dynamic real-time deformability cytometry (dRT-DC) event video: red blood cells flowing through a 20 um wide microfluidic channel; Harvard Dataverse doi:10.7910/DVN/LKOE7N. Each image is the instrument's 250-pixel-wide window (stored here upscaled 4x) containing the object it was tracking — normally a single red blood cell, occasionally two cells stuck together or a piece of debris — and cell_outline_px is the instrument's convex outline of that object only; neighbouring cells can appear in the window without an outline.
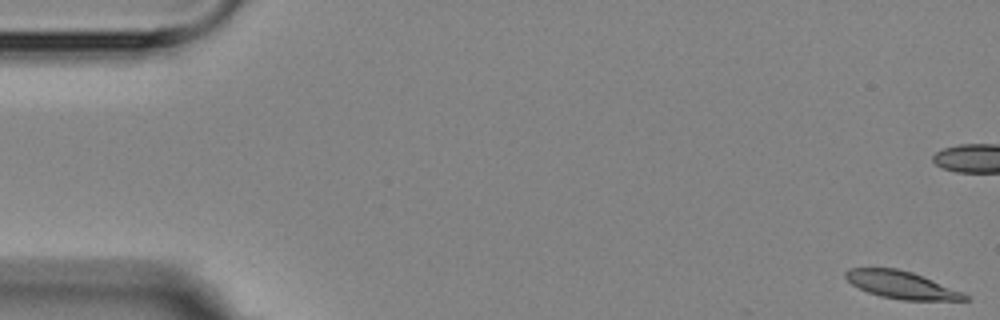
{"species": "Egyptian fruit bat (a non-hibernating species)", "species_latin": "Rousettus aegyptiacus", "temperature_condition": "room temperature", "stored_images_in_passage": 18, "camera_frame_rate_fps": 3000, "um_per_image_px": 0.085, "animal": {"sex": "female"}, "frame": {"image": 1, "passage_image": 1, "time_ms": 0.0, "image_size_px": [1000, 320], "cell_outline_px": [[972, 300], [904, 300], [880, 296], [868, 292], [852, 284], [844, 276], [844, 272], [848, 268], [896, 268], [912, 272], [964, 292]], "centroid_in_image_um": [76.64, 24.21], "position_along_channel_um": 8.4, "area_um2": 19.02}}
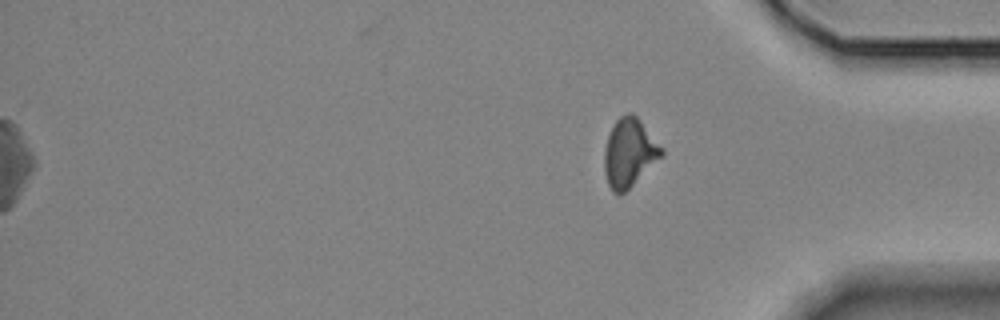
{"frame": {"image": 2, "passage_image": 18, "time_ms": 21.333, "image_size_px": [1000, 320], "cell_outline_px": [[664, 156], [624, 192], [612, 192], [608, 184], [604, 172], [604, 148], [612, 124], [620, 116], [628, 112], [632, 112], [640, 120], [664, 148]], "centroid_in_image_um": [53.5, 12.95], "position_along_channel_um": 381.7, "area_um2": 22.95}}